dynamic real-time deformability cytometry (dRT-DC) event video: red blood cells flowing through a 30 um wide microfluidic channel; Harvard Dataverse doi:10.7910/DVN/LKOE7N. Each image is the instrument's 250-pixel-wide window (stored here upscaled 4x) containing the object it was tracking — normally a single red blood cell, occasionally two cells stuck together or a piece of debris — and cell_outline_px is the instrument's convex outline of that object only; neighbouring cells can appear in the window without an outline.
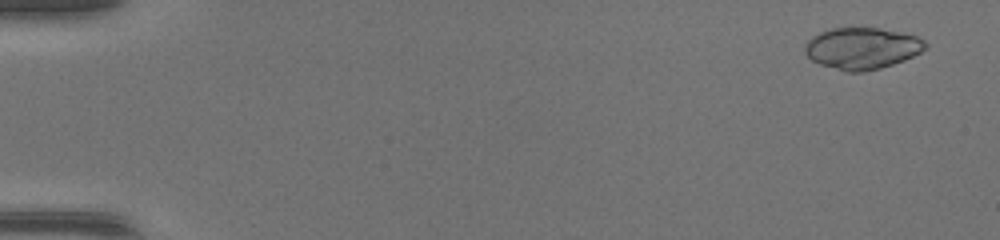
{"species": "common noctule bat (a hibernating species)", "species_latin": "Nyctalus noctula", "temperature_condition": "warm", "stored_images_in_passage": 47, "camera_frame_rate_fps": 3000, "um_per_image_px": 0.085, "animal": {"sex": "female", "body_mass_g": 17.0, "forearm_length_mm": 48.0}, "frame": {"image": 1, "passage_image": 3, "time_ms": 0.667, "image_size_px": [1000, 240], "cell_outline_px": [[928, 48], [904, 60], [880, 68], [864, 72], [848, 72], [820, 64], [812, 60], [804, 52], [804, 48], [808, 40], [812, 36], [820, 32], [832, 28], [880, 28], [916, 36], [924, 40], [928, 44]], "centroid_in_image_um": [73.27, 4.1], "position_along_channel_um": 11.7, "area_um2": 29.07}}
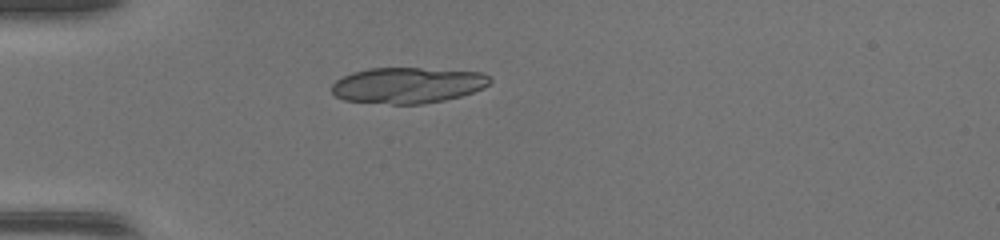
{"frame": {"image": 2, "passage_image": 15, "time_ms": 4.667, "image_size_px": [1000, 240], "cell_outline_px": [[492, 80], [484, 88], [460, 96], [444, 100], [424, 104], [392, 104], [344, 100], [336, 96], [332, 92], [332, 84], [336, 80], [352, 72], [368, 68], [420, 68], [480, 72], [488, 76]], "centroid_in_image_um": [34.64, 7.25], "position_along_channel_um": 50.4, "area_um2": 33.0}}